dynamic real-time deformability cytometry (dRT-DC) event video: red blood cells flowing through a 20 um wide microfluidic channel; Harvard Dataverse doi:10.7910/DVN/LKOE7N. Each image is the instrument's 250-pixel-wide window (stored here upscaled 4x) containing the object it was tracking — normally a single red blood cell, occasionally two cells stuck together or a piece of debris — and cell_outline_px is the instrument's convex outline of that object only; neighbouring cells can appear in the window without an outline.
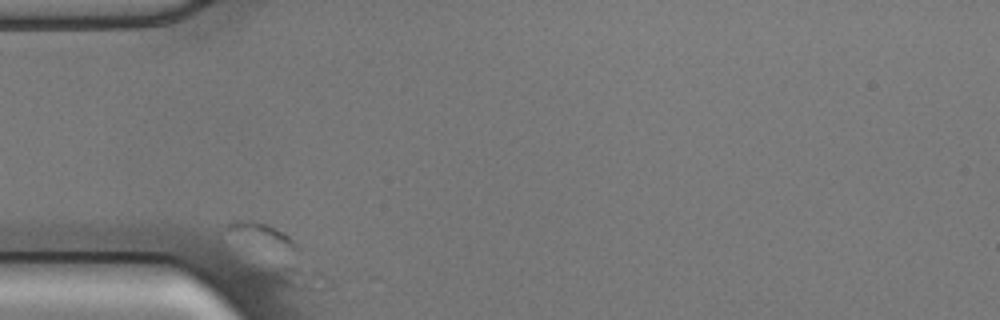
{"species": "common noctule bat (a hibernating species)", "species_latin": "Nyctalus noctula", "temperature_condition": "cold", "stored_images_in_passage": 47, "camera_frame_rate_fps": 3000, "um_per_image_px": 0.085, "animal": {"sex": "male", "body_mass_g": 17.9, "forearm_length_mm": 54.2}, "frame": {"image": 1, "passage_image": 1, "time_ms": 0.0, "image_size_px": [1000, 320], "cell_outline_px": [[336, 284], [328, 288], [248, 296], [232, 292], [216, 276], [216, 256], [292, 264], [320, 272], [332, 280]], "centroid_in_image_um": [22.74, 23.54], "position_along_channel_um": 62.3, "area_um2": 23.06}}
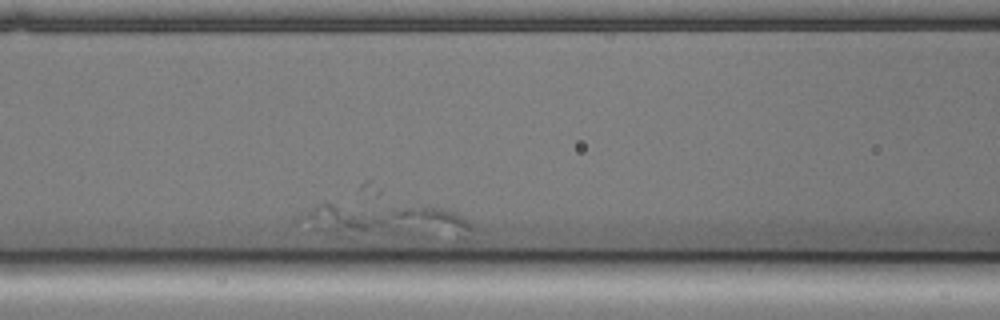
{"frame": {"image": 2, "passage_image": 14, "time_ms": 4.333, "image_size_px": [1000, 320], "cell_outline_px": [[472, 240], [352, 240], [336, 236], [316, 228], [308, 216], [308, 208], [316, 204], [332, 204], [440, 208], [452, 212], [468, 220], [472, 224]], "centroid_in_image_um": [33.12, 18.94], "position_along_channel_um": 133.5, "area_um2": 36.13}}
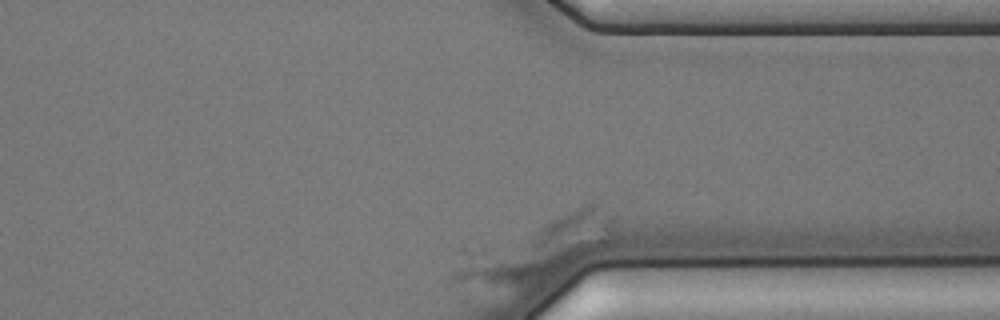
{"frame": {"image": 3, "passage_image": 47, "time_ms": 15.333, "image_size_px": [1000, 320], "cell_outline_px": [[616, 244], [552, 276], [532, 280], [452, 280], [452, 268], [608, 232]], "centroid_in_image_um": [45.51, 22.19], "position_along_channel_um": 365.9, "area_um2": 26.7}}